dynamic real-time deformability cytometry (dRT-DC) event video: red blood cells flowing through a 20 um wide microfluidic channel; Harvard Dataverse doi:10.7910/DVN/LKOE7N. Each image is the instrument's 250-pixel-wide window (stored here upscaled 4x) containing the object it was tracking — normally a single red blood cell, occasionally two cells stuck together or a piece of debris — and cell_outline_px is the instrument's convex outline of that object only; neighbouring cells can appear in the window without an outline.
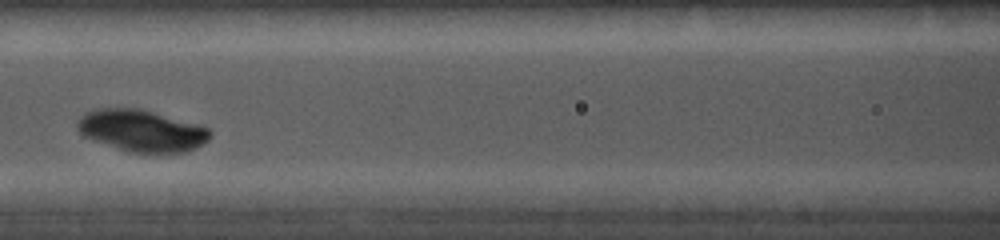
{"species": "common noctule bat (a hibernating species)", "species_latin": "Nyctalus noctula", "temperature_condition": "cold", "stored_images_in_passage": 9, "camera_frame_rate_fps": 5000, "um_per_image_px": 0.085, "animal": {"sex": "female", "body_mass_g": 19.0, "forearm_length_mm": 56.7}, "frame": {"image": 1, "passage_image": 7, "time_ms": 4.0, "image_size_px": [1000, 240], "cell_outline_px": [[212, 136], [204, 144], [196, 148], [184, 152], [128, 152], [92, 140], [84, 136], [76, 128], [76, 120], [84, 112], [96, 108], [140, 108], [208, 128], [212, 132]], "centroid_in_image_um": [11.99, 11.1], "position_along_channel_um": 154.6, "area_um2": 32.31}}